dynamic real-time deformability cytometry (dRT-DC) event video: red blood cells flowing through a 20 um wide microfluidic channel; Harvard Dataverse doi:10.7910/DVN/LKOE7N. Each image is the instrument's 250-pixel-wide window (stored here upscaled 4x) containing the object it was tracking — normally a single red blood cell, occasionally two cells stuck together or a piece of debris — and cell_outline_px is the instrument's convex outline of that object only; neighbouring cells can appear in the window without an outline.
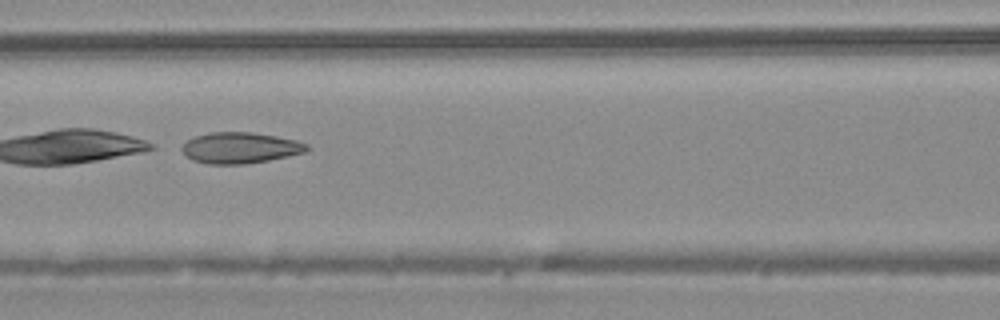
{"species": "common noctule bat (a hibernating species)", "species_latin": "Nyctalus noctula", "temperature_condition": "warm", "stored_images_in_passage": 4, "camera_frame_rate_fps": 3000, "um_per_image_px": 0.085, "animal": {"sex": "male", "body_mass_g": 20.4}, "frame": {"image": 1, "passage_image": 3, "time_ms": 0.667, "image_size_px": [1000, 320], "cell_outline_px": [[312, 148], [308, 152], [268, 160], [244, 164], [208, 164], [192, 160], [180, 148], [188, 140], [196, 136], [212, 132], [252, 132], [276, 136], [296, 140], [308, 144]], "centroid_in_image_um": [20.47, 12.56], "position_along_channel_um": 146.1, "area_um2": 22.6}}
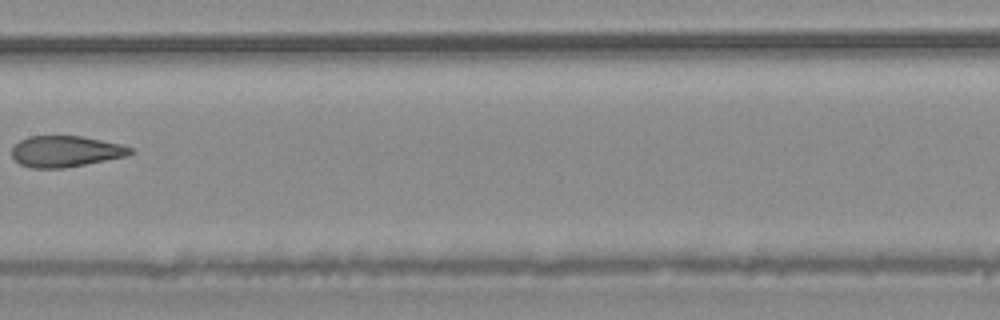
{"frame": {"image": 2, "passage_image": 4, "time_ms": 1.0, "image_size_px": [1000, 320], "cell_outline_px": [[136, 152], [128, 156], [64, 168], [32, 168], [20, 164], [12, 156], [12, 148], [20, 140], [28, 136], [80, 136], [120, 144], [132, 148]], "centroid_in_image_um": [5.59, 12.87], "position_along_channel_um": 201.8, "area_um2": 21.44}}